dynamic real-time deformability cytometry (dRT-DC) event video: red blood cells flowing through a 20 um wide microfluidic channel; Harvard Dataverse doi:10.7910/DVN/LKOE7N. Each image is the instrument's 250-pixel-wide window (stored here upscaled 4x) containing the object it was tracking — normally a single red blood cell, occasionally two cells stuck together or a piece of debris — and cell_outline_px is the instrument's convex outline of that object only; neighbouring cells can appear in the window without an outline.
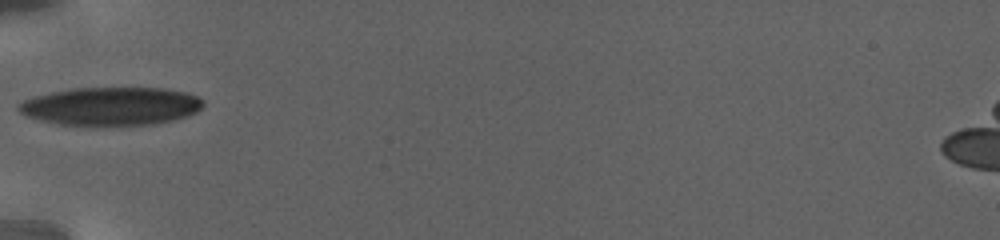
{"species": "human", "species_latin": "Homo sapiens", "temperature_condition": "warm", "stored_images_in_passage": 43, "camera_frame_rate_fps": 3000, "um_per_image_px": 0.085, "donor": {"sex": "female"}, "frame": {"image": 1, "passage_image": 1, "time_ms": 0.0, "image_size_px": [1000, 240], "cell_outline_px": [[204, 104], [196, 112], [188, 116], [172, 120], [152, 124], [104, 128], [88, 128], [56, 124], [40, 120], [28, 116], [20, 112], [16, 108], [16, 104], [32, 96], [52, 92], [76, 88], [164, 88], [184, 92], [196, 96], [204, 100]], "centroid_in_image_um": [9.38, 9.07], "position_along_channel_um": 75.6, "area_um2": 42.31}}
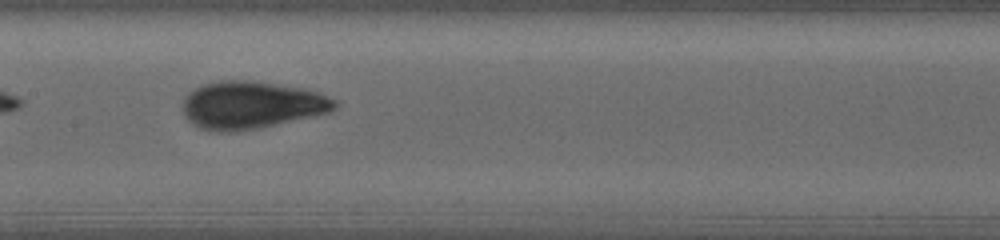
{"frame": {"image": 2, "passage_image": 11, "time_ms": 4.0, "image_size_px": [1000, 240], "cell_outline_px": [[336, 108], [328, 112], [256, 128], [236, 132], [216, 132], [200, 128], [192, 124], [184, 116], [184, 96], [188, 92], [204, 84], [220, 80], [248, 80], [300, 88], [316, 92], [336, 100]], "centroid_in_image_um": [21.29, 8.93], "position_along_channel_um": 186.1, "area_um2": 41.5}}
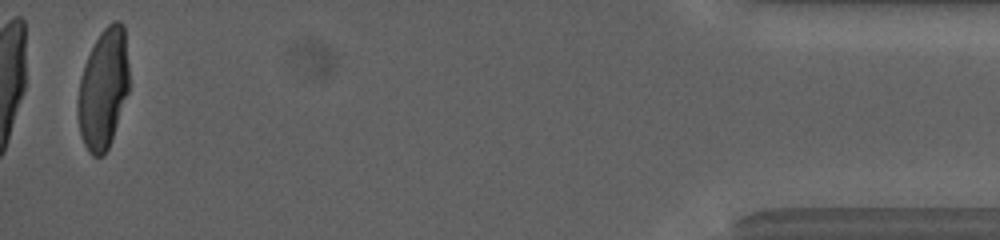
{"frame": {"image": 3, "passage_image": 42, "time_ms": 15.333, "image_size_px": [1000, 240], "cell_outline_px": [[128, 92], [112, 140], [104, 156], [92, 156], [88, 152], [80, 136], [76, 112], [76, 104], [80, 76], [84, 64], [100, 32], [112, 20], [120, 20], [124, 24], [128, 64]], "centroid_in_image_um": [8.76, 7.57], "position_along_channel_um": 426.4, "area_um2": 36.36}, "authors_computed_cell_mechanics": {"area_um2": 38.8416, "velocity_mm_per_s": 2.7809, "shape_relaxation_time_tau1_ms": 8.035, "shape_relaxation_time_tau2_ms": 0.9876, "deformation_change_tau1": 0.2461, "deformation_change_tau2": 0.0636}}